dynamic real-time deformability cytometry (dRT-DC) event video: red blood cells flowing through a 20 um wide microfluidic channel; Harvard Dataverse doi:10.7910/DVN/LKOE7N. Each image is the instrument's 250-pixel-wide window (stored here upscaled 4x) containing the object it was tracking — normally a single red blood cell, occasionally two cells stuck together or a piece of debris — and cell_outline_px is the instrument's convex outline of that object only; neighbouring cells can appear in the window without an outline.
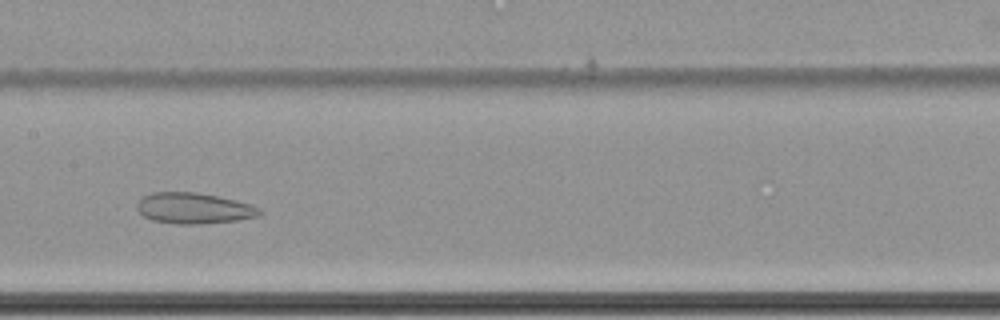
{"species": "common noctule bat (a hibernating species)", "species_latin": "Nyctalus noctula", "temperature_condition": "cold", "stored_images_in_passage": 53, "camera_frame_rate_fps": 3000, "um_per_image_px": 0.085, "animal": {"sex": "female", "body_mass_g": 22.7, "forearm_length_mm": 54.2}, "frame": {"image": 1, "passage_image": 24, "time_ms": 7.667, "image_size_px": [1000, 320], "cell_outline_px": [[264, 212], [260, 216], [236, 220], [200, 224], [176, 224], [152, 220], [144, 216], [136, 208], [136, 204], [144, 196], [152, 192], [196, 192], [216, 196], [248, 204], [260, 208]], "centroid_in_image_um": [16.46, 17.71], "position_along_channel_um": 190.9, "area_um2": 21.91}}
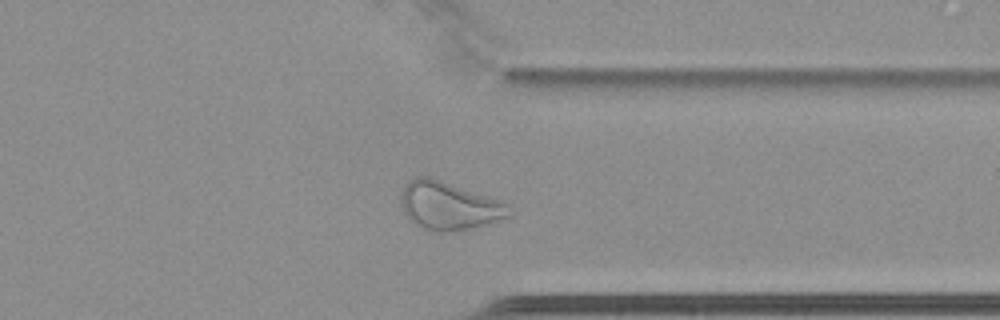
{"frame": {"image": 2, "passage_image": 40, "time_ms": 13.0, "image_size_px": [1000, 320], "cell_outline_px": [[508, 216], [488, 224], [472, 228], [452, 232], [428, 232], [416, 224], [404, 212], [400, 204], [400, 192], [408, 180], [416, 176], [428, 176], [488, 196], [508, 204]], "centroid_in_image_um": [38.09, 17.5], "position_along_channel_um": 373.3, "area_um2": 30.23}}
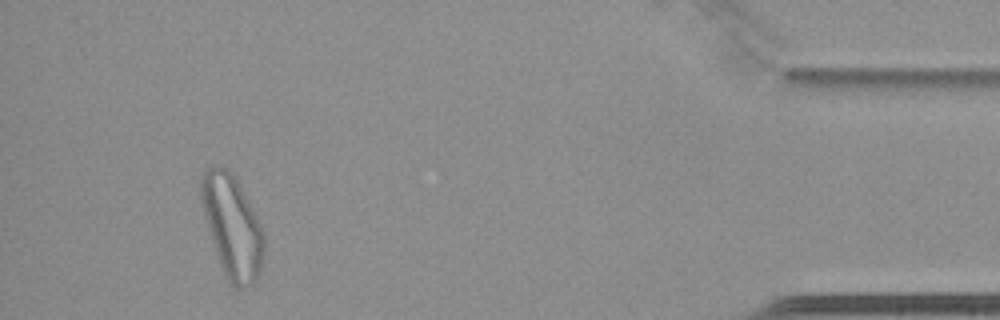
{"frame": {"image": 3, "passage_image": 49, "time_ms": 16.0, "image_size_px": [1000, 320], "cell_outline_px": [[264, 252], [260, 272], [256, 280], [252, 284], [240, 288], [232, 284], [228, 280], [220, 264], [204, 216], [200, 200], [200, 176], [212, 164], [216, 164], [228, 168], [236, 180], [248, 200], [264, 232]], "centroid_in_image_um": [19.72, 19.21], "position_along_channel_um": 415.5, "area_um2": 37.28}, "authors_computed_cell_mechanics": {"area_um2": 29.8826, "velocity_mm_per_s": 3.4153, "shape_relaxation_time_tau1_ms": null, "shape_relaxation_time_tau2_ms": 2.6761, "deformation_change_tau1": null, "deformation_change_tau2": 0.0872}}